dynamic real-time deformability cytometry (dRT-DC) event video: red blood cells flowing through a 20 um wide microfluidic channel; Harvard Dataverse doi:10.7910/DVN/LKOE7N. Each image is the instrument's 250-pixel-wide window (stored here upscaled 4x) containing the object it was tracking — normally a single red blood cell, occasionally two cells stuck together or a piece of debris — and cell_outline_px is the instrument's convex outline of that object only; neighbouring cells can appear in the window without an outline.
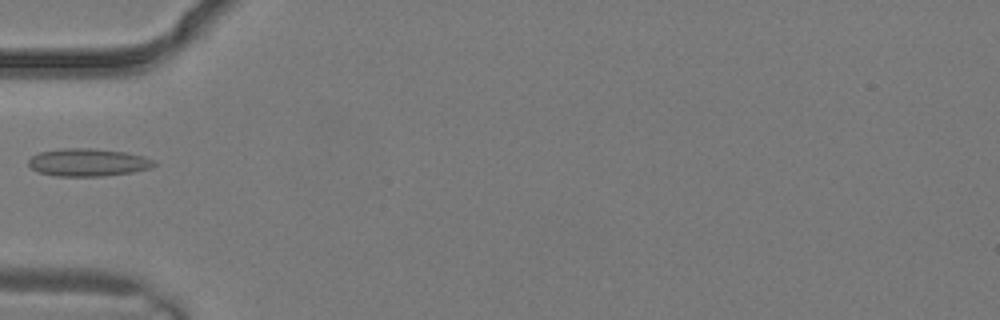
{"species": "common noctule bat (a hibernating species)", "species_latin": "Nyctalus noctula", "temperature_condition": "warm", "stored_images_in_passage": 5, "camera_frame_rate_fps": 3000, "um_per_image_px": 0.085, "animal": {"sex": "male", "body_mass_g": 19.2, "forearm_length_mm": 51.8}, "frame": {"image": 1, "passage_image": 5, "time_ms": 1.333, "image_size_px": [1000, 320], "cell_outline_px": [[156, 164], [152, 168], [132, 172], [104, 176], [56, 176], [36, 172], [28, 164], [28, 160], [32, 156], [40, 152], [64, 148], [92, 148], [124, 152], [144, 156], [152, 160]], "centroid_in_image_um": [7.47, 13.81], "position_along_channel_um": 77.5, "area_um2": 20.29}}